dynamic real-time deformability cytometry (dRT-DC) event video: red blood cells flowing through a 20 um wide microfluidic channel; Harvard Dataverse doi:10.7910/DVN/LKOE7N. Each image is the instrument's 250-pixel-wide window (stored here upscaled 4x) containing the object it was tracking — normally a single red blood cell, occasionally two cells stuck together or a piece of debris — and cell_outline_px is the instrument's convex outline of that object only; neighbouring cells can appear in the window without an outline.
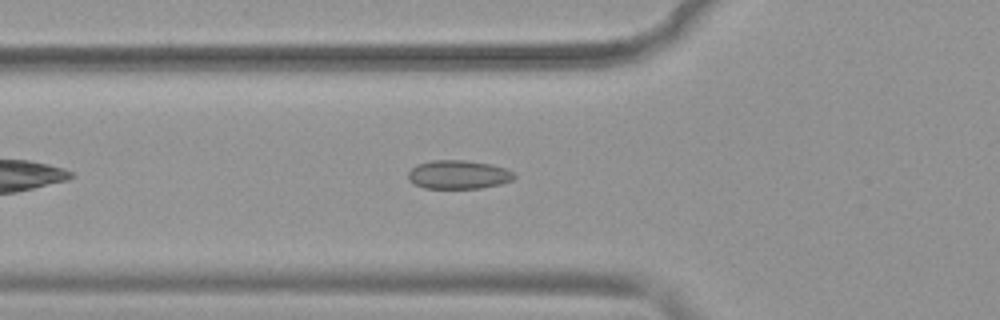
{"species": "common noctule bat (a hibernating species)", "species_latin": "Nyctalus noctula", "temperature_condition": "warm", "stored_images_in_passage": 40, "camera_frame_rate_fps": 3000, "um_per_image_px": 0.085, "animal": {"sex": "female", "body_mass_g": 19.9}, "frame": {"image": 1, "passage_image": 7, "time_ms": 2.0, "image_size_px": [1000, 320], "cell_outline_px": [[516, 176], [512, 180], [500, 184], [480, 188], [424, 188], [412, 184], [408, 180], [408, 172], [416, 164], [432, 160], [464, 160], [492, 164], [504, 168], [512, 172]], "centroid_in_image_um": [38.92, 14.84], "position_along_channel_um": 86.9, "area_um2": 17.8}}
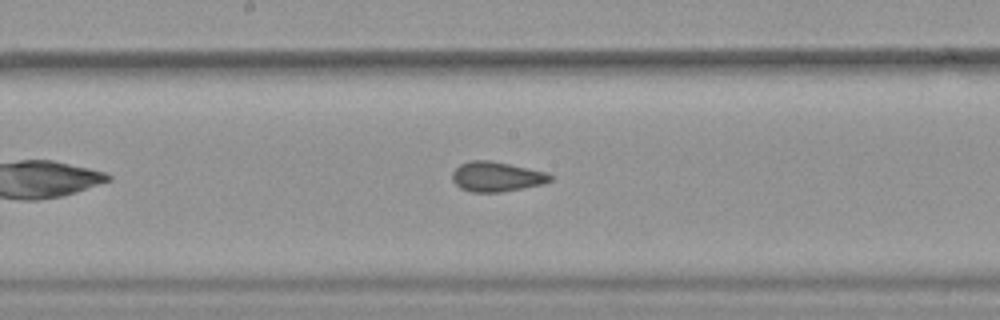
{"frame": {"image": 2, "passage_image": 16, "time_ms": 5.0, "image_size_px": [1000, 320], "cell_outline_px": [[552, 180], [544, 184], [524, 188], [500, 192], [472, 192], [460, 188], [452, 180], [452, 172], [460, 164], [468, 160], [488, 160], [548, 172], [552, 176]], "centroid_in_image_um": [42.21, 15.02], "position_along_channel_um": 206.0, "area_um2": 17.11}}
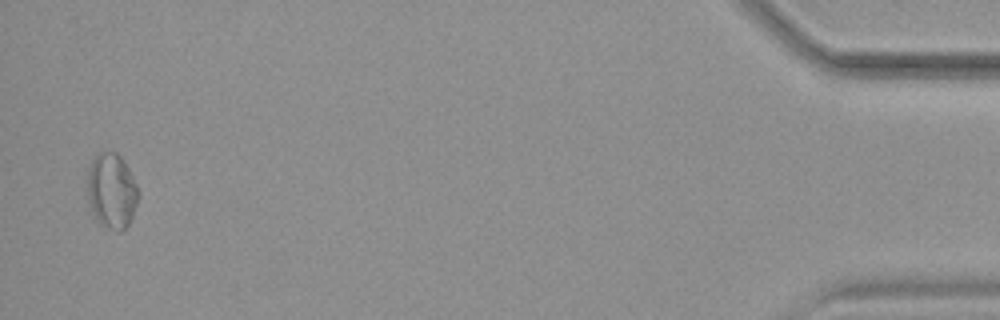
{"frame": {"image": 3, "passage_image": 39, "time_ms": 12.667, "image_size_px": [1000, 320], "cell_outline_px": [[140, 196], [132, 216], [128, 224], [120, 232], [108, 228], [100, 224], [88, 212], [88, 168], [96, 152], [116, 152], [124, 160], [140, 192]], "centroid_in_image_um": [9.47, 16.24], "position_along_channel_um": 425.7, "area_um2": 22.77}, "authors_computed_cell_mechanics": {"area_um2": 17.4267, "velocity_mm_per_s": 3.9637, "shape_relaxation_time_tau1_ms": null, "shape_relaxation_time_tau2_ms": 1.4595, "deformation_change_tau1": null, "deformation_change_tau2": 0.0786}}